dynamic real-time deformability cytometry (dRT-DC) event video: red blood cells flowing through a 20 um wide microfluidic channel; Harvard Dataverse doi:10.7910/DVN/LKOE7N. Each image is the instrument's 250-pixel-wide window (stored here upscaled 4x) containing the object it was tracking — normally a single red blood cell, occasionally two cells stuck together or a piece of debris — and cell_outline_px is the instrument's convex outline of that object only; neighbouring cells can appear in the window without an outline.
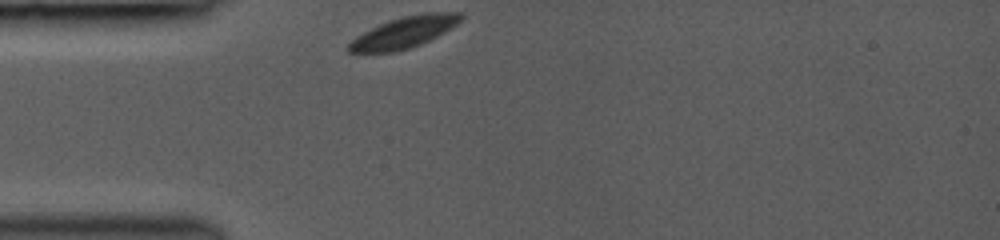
{"species": "common noctule bat (a hibernating species)", "species_latin": "Nyctalus noctula", "temperature_condition": "room temperature", "stored_images_in_passage": 1, "camera_frame_rate_fps": 3000, "um_per_image_px": 0.085, "animal": {"sex": "female", "body_mass_g": 19.0, "forearm_length_mm": 53.3}, "frame": {"image": 1, "passage_image": 1, "time_ms": 0.0, "image_size_px": [1000, 240], "cell_outline_px": [[464, 16], [452, 28], [420, 44], [396, 52], [348, 52], [344, 48], [356, 36], [380, 24], [404, 16], [428, 12], [460, 12]], "centroid_in_image_um": [34.34, 2.75], "position_along_channel_um": 50.7, "area_um2": 20.11}}